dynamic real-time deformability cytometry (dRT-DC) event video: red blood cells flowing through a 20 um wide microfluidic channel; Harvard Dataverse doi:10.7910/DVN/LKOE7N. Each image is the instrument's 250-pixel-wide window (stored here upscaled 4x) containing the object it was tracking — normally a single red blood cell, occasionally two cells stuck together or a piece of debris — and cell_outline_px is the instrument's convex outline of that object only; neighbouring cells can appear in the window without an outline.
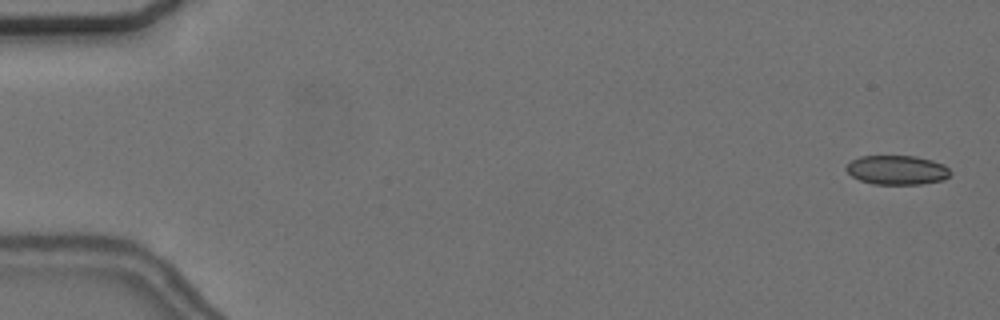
{"species": "common noctule bat (a hibernating species)", "species_latin": "Nyctalus noctula", "temperature_condition": "cold", "stored_images_in_passage": 10, "camera_frame_rate_fps": 3000, "um_per_image_px": 0.085, "animal": {"sex": "female", "body_mass_g": 24.6, "forearm_length_mm": 56.2}, "frame": {"image": 1, "passage_image": 2, "time_ms": 0.333, "image_size_px": [1000, 320], "cell_outline_px": [[952, 172], [944, 180], [920, 184], [872, 184], [860, 180], [852, 176], [844, 168], [852, 160], [860, 156], [916, 156], [932, 160], [944, 164]], "centroid_in_image_um": [76.26, 14.45], "position_along_channel_um": 8.7, "area_um2": 17.8}}